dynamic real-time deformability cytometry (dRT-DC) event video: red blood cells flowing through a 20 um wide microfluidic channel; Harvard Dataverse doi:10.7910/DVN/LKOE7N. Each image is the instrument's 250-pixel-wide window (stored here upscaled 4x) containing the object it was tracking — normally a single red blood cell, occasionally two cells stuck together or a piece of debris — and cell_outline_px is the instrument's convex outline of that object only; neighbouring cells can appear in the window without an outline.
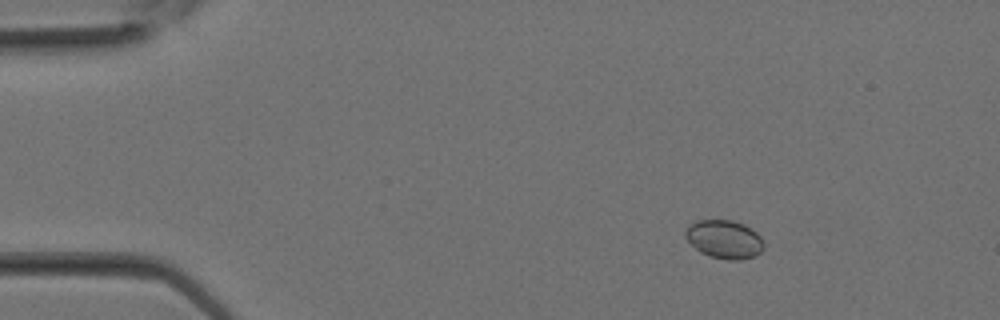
{"species": "Egyptian fruit bat (a non-hibernating species)", "species_latin": "Rousettus aegyptiacus", "temperature_condition": "room temperature", "stored_images_in_passage": 5, "camera_frame_rate_fps": 3000, "um_per_image_px": 0.085, "animal": {"sex": "female"}, "frame": {"image": 1, "passage_image": 1, "time_ms": 0.0, "image_size_px": [1000, 320], "cell_outline_px": [[764, 248], [756, 256], [740, 260], [728, 260], [708, 256], [700, 252], [684, 236], [684, 232], [688, 224], [696, 220], [732, 220], [744, 224], [752, 228], [764, 240]], "centroid_in_image_um": [61.58, 20.34], "position_along_channel_um": 23.4, "area_um2": 17.86}}